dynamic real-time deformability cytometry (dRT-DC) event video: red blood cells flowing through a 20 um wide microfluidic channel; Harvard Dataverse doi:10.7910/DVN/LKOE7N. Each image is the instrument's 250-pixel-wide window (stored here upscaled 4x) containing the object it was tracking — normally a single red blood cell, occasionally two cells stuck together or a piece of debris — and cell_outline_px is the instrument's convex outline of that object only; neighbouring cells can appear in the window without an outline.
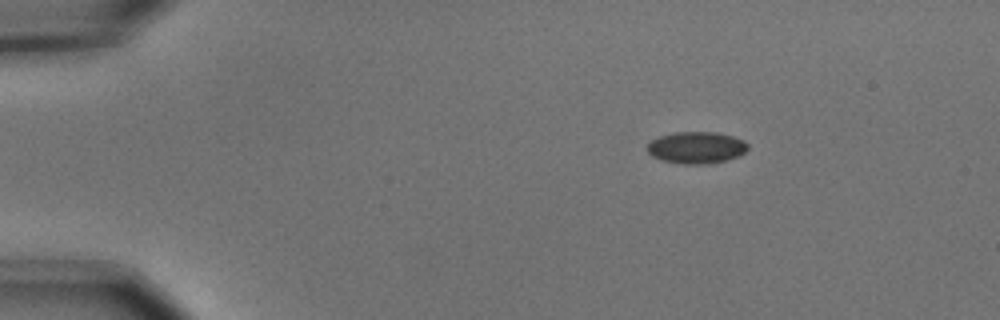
{"species": "common noctule bat (a hibernating species)", "species_latin": "Nyctalus noctula", "temperature_condition": "cold", "stored_images_in_passage": 4, "camera_frame_rate_fps": 3000, "um_per_image_px": 0.085, "animal": {"sex": "male", "body_mass_g": 15.6}, "frame": {"image": 1, "passage_image": 2, "time_ms": 0.333, "image_size_px": [1000, 320], "cell_outline_px": [[748, 148], [740, 156], [728, 160], [708, 164], [680, 164], [660, 160], [652, 156], [648, 152], [648, 144], [652, 140], [660, 136], [676, 132], [716, 132], [732, 136], [744, 140], [748, 144]], "centroid_in_image_um": [59.21, 12.56], "position_along_channel_um": 25.8, "area_um2": 18.79}}